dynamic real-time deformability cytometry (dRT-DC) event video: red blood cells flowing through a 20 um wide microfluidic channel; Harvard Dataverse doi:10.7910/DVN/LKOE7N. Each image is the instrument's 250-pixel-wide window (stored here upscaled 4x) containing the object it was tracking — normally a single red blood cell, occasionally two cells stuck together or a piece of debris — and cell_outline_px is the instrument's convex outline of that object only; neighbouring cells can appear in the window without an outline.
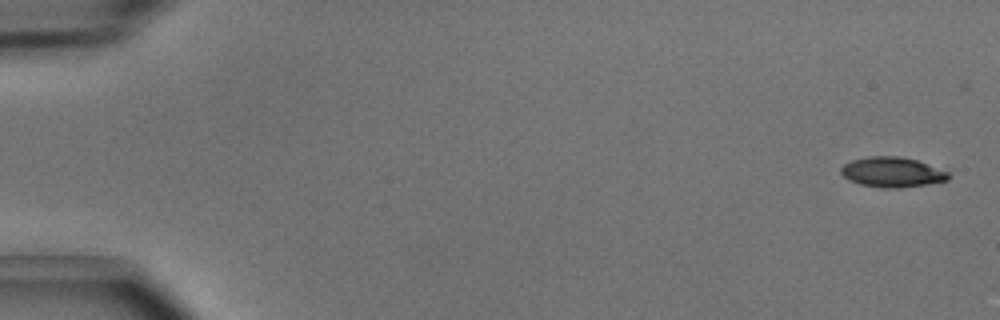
{"species": "common noctule bat (a hibernating species)", "species_latin": "Nyctalus noctula", "temperature_condition": "cold", "stored_images_in_passage": 4, "camera_frame_rate_fps": 3000, "um_per_image_px": 0.085, "animal": {"sex": "male", "body_mass_g": 15.6}, "frame": {"image": 1, "passage_image": 1, "time_ms": 0.0, "image_size_px": [1000, 320], "cell_outline_px": [[952, 176], [948, 180], [928, 184], [900, 188], [880, 188], [860, 184], [848, 180], [840, 172], [840, 168], [844, 164], [852, 160], [868, 156], [900, 156], [916, 160], [948, 172]], "centroid_in_image_um": [75.82, 14.64], "position_along_channel_um": 9.2, "area_um2": 18.9}}